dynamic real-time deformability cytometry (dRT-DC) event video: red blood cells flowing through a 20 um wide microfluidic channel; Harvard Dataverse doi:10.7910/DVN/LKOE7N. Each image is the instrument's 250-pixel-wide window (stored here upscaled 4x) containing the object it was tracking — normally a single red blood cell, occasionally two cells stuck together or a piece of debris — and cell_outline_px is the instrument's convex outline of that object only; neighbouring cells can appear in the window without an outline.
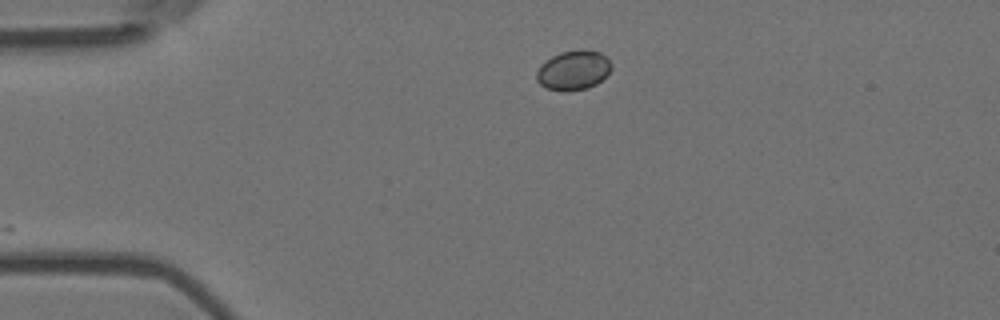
{"species": "Egyptian fruit bat (a non-hibernating species)", "species_latin": "Rousettus aegyptiacus", "temperature_condition": "room temperature", "stored_images_in_passage": 15, "camera_frame_rate_fps": 3000, "um_per_image_px": 0.085, "animal": {"sex": "female"}, "frame": {"image": 1, "passage_image": 1, "time_ms": 0.0, "image_size_px": [1000, 320], "cell_outline_px": [[612, 68], [596, 84], [588, 88], [568, 92], [564, 92], [548, 88], [540, 84], [536, 80], [536, 72], [552, 56], [560, 52], [580, 48], [584, 48], [600, 52], [612, 64]], "centroid_in_image_um": [48.75, 5.96], "position_along_channel_um": 36.2, "area_um2": 17.22}}
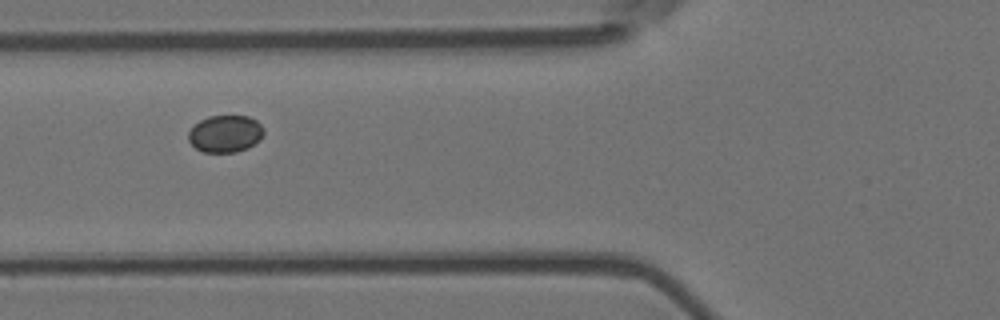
{"frame": {"image": 2, "passage_image": 10, "time_ms": 3.0, "image_size_px": [1000, 320], "cell_outline_px": [[264, 132], [260, 140], [248, 148], [236, 152], [204, 152], [196, 148], [188, 140], [188, 132], [200, 120], [208, 116], [248, 116], [256, 120], [264, 128]], "centroid_in_image_um": [19.17, 11.37], "position_along_channel_um": 106.6, "area_um2": 16.3}}
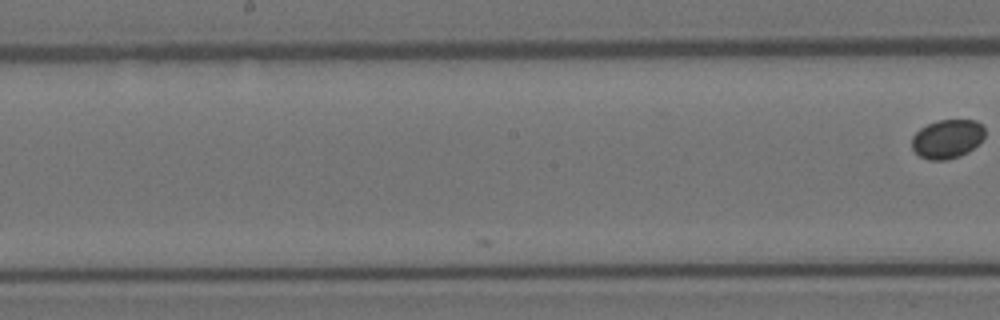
{"frame": {"image": 3, "passage_image": 15, "time_ms": 4.667, "image_size_px": [1000, 320], "cell_outline_px": [[984, 136], [968, 152], [960, 156], [944, 160], [928, 160], [920, 156], [912, 148], [912, 136], [920, 128], [928, 124], [940, 120], [976, 120], [984, 128]], "centroid_in_image_um": [80.49, 11.81], "position_along_channel_um": 167.7, "area_um2": 16.36}}